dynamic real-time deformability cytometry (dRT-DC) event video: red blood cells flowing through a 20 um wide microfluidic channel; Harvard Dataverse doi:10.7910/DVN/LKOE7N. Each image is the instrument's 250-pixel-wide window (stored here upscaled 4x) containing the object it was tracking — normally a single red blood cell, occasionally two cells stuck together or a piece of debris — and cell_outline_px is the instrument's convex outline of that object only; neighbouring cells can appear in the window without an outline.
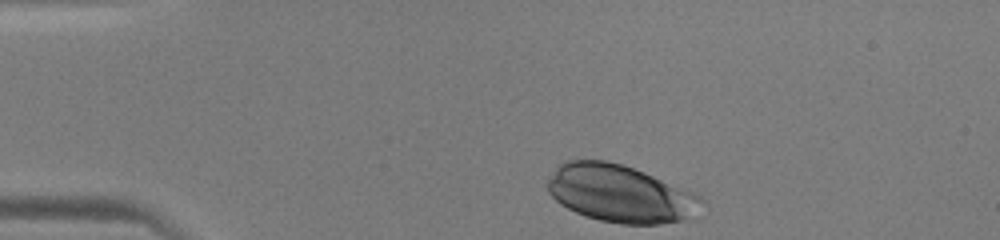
{"species": "human", "species_latin": "Homo sapiens", "temperature_condition": "warm", "stored_images_in_passage": 32, "camera_frame_rate_fps": 3000, "um_per_image_px": 0.085, "donor": {"sex": "male"}, "frame": {"image": 1, "passage_image": 1, "time_ms": 0.0, "image_size_px": [1000, 240], "cell_outline_px": [[708, 204], [700, 220], [660, 224], [620, 224], [600, 220], [584, 216], [560, 204], [548, 192], [548, 180], [556, 168], [560, 164], [568, 160], [608, 160], [624, 164], [696, 192], [708, 200]], "centroid_in_image_um": [52.93, 16.5], "position_along_channel_um": 32.1, "area_um2": 53.23}}
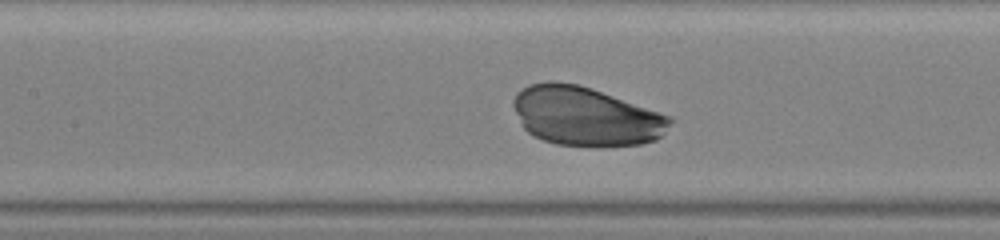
{"frame": {"image": 2, "passage_image": 14, "time_ms": 4.333, "image_size_px": [1000, 240], "cell_outline_px": [[672, 120], [664, 132], [656, 140], [640, 144], [600, 148], [556, 144], [544, 140], [528, 132], [524, 128], [512, 104], [512, 100], [516, 92], [528, 84], [548, 80], [556, 80], [576, 84], [592, 88], [672, 116]], "centroid_in_image_um": [49.77, 9.88], "position_along_channel_um": 157.6, "area_um2": 54.39}}
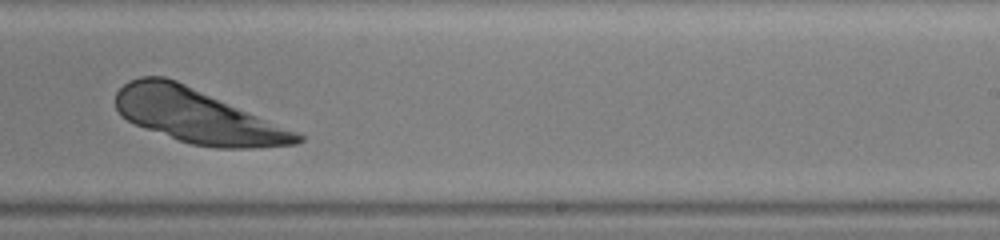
{"frame": {"image": 3, "passage_image": 22, "time_ms": 7.0, "image_size_px": [1000, 240], "cell_outline_px": [[304, 140], [296, 144], [252, 148], [216, 148], [192, 144], [180, 140], [136, 124], [120, 116], [116, 108], [116, 92], [128, 80], [140, 76], [164, 76], [176, 80], [300, 132], [304, 136]], "centroid_in_image_um": [16.79, 9.85], "position_along_channel_um": 272.2, "area_um2": 56.82}}